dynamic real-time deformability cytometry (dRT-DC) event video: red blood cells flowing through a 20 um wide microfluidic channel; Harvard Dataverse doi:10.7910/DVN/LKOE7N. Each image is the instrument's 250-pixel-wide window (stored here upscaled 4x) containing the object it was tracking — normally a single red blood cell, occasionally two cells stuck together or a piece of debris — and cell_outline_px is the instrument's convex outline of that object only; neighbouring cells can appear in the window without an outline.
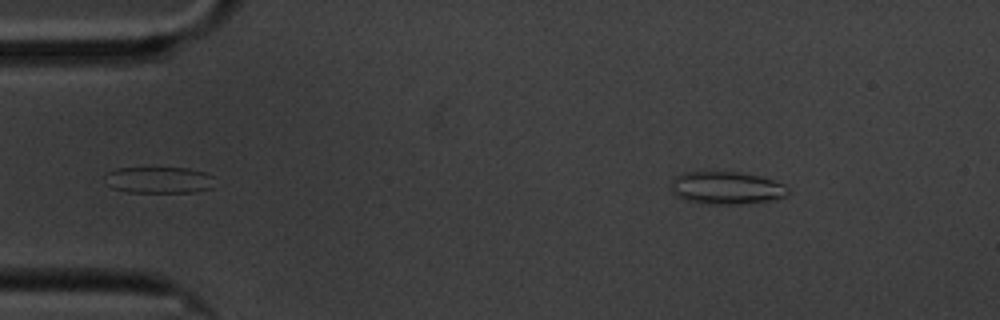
{"species": "common noctule bat (a hibernating species)", "species_latin": "Nyctalus noctula", "temperature_condition": "cold", "stored_images_in_passage": 52, "camera_frame_rate_fps": 3000, "um_per_image_px": 0.085, "animal": {"sex": "male", "body_mass_g": 20.1, "forearm_length_mm": 53.5}, "frame": {"image": 1, "passage_image": 1, "time_ms": 0.0, "image_size_px": [1000, 320], "cell_outline_px": [[792, 192], [788, 196], [776, 200], [740, 204], [708, 204], [684, 200], [676, 196], [672, 192], [672, 180], [676, 176], [684, 172], [740, 172], [760, 176], [784, 184]], "centroid_in_image_um": [61.8, 15.99], "position_along_channel_um": 23.2, "area_um2": 22.54}}
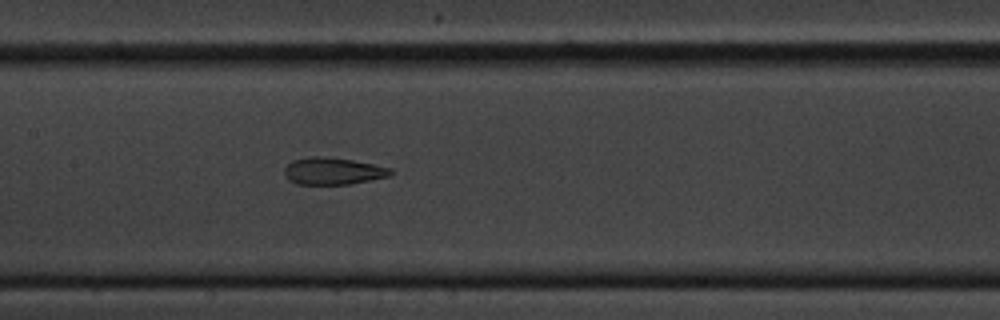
{"frame": {"image": 2, "passage_image": 21, "time_ms": 6.667, "image_size_px": [1000, 320], "cell_outline_px": [[396, 172], [392, 176], [348, 184], [296, 184], [288, 180], [284, 176], [284, 168], [292, 160], [308, 156], [324, 156], [352, 160], [392, 168]], "centroid_in_image_um": [28.31, 14.54], "position_along_channel_um": 179.1, "area_um2": 16.99}}
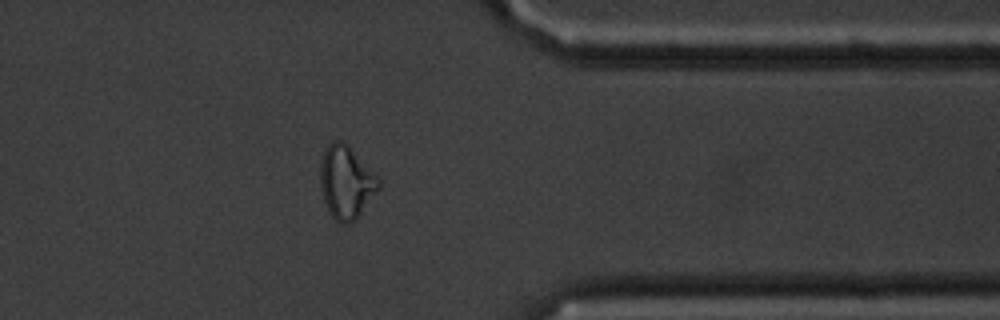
{"frame": {"image": 3, "passage_image": 40, "time_ms": 13.0, "image_size_px": [1000, 320], "cell_outline_px": [[380, 188], [356, 220], [348, 224], [344, 224], [336, 220], [328, 212], [324, 200], [320, 184], [320, 164], [324, 152], [328, 144], [332, 140], [340, 140], [348, 144], [380, 180]], "centroid_in_image_um": [29.42, 15.49], "position_along_channel_um": 382.0, "area_um2": 24.8}, "authors_computed_cell_mechanics": {"area_um2": 19.1318, "velocity_mm_per_s": 3.3794, "shape_relaxation_time_tau1_ms": null, "shape_relaxation_time_tau2_ms": 2.4189, "deformation_change_tau1": null, "deformation_change_tau2": 0.1062}}